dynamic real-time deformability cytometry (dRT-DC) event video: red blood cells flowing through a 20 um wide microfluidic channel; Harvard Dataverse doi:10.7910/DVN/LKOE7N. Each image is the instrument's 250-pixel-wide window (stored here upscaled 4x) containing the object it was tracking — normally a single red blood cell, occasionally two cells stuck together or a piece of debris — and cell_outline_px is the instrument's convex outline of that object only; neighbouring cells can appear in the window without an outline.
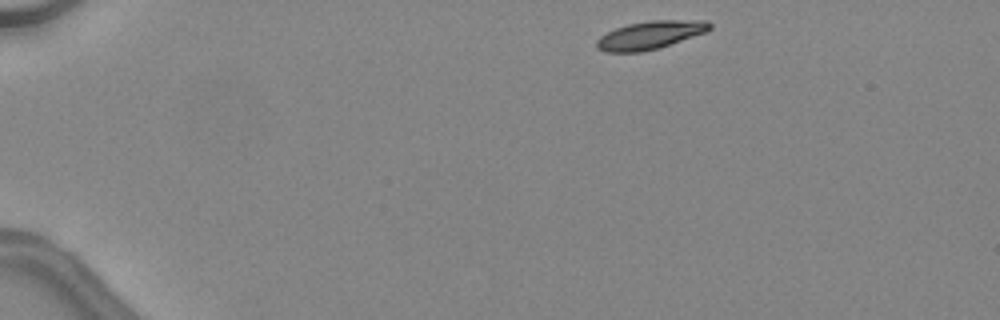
{"species": "common noctule bat (a hibernating species)", "species_latin": "Nyctalus noctula", "temperature_condition": "warm", "stored_images_in_passage": 39, "camera_frame_rate_fps": 3000, "um_per_image_px": 0.085, "animal": {"sex": "female", "body_mass_g": 24.6, "forearm_length_mm": 56.2}, "frame": {"image": 1, "passage_image": 1, "time_ms": 0.0, "image_size_px": [1000, 320], "cell_outline_px": [[712, 28], [704, 32], [656, 48], [640, 52], [604, 52], [596, 48], [596, 40], [600, 36], [616, 28], [628, 24], [652, 20], [708, 20], [712, 24]], "centroid_in_image_um": [55.23, 2.97], "position_along_channel_um": 29.8, "area_um2": 18.21}}
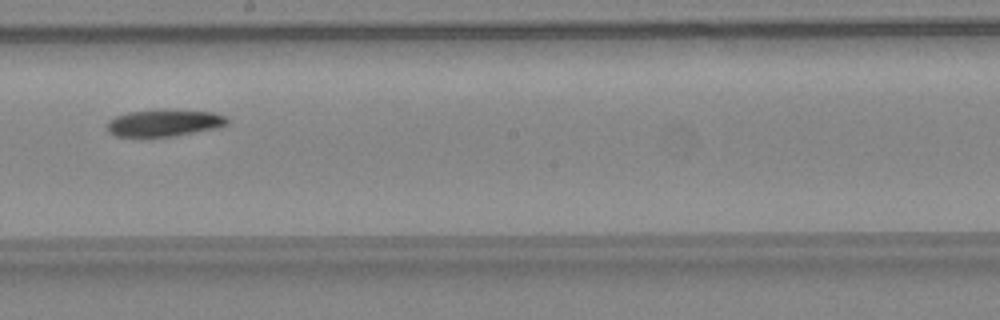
{"frame": {"image": 2, "passage_image": 21, "time_ms": 6.667, "image_size_px": [1000, 320], "cell_outline_px": [[228, 124], [220, 128], [176, 136], [116, 136], [108, 132], [108, 120], [116, 116], [128, 112], [168, 108], [212, 112], [224, 116], [228, 120]], "centroid_in_image_um": [14.0, 10.43], "position_along_channel_um": 234.2, "area_um2": 19.19}}
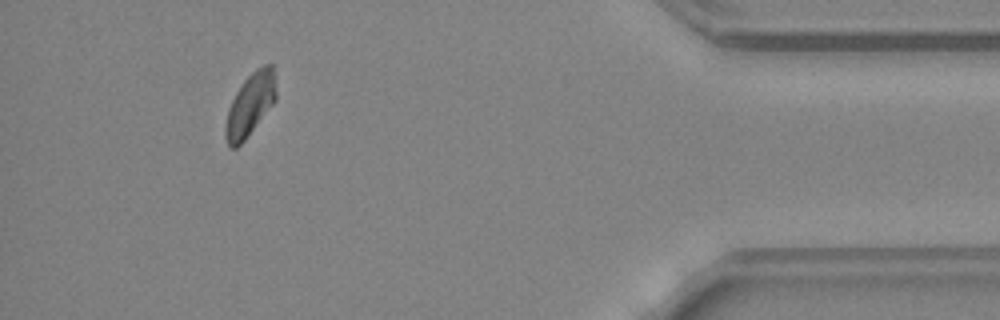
{"frame": {"image": 3, "passage_image": 36, "time_ms": 11.667, "image_size_px": [1000, 320], "cell_outline_px": [[276, 100], [244, 140], [236, 148], [228, 148], [224, 136], [224, 128], [228, 108], [236, 92], [244, 80], [256, 68], [264, 64], [272, 64], [276, 92]], "centroid_in_image_um": [21.23, 8.91], "position_along_channel_um": 414.0, "area_um2": 18.38}, "authors_computed_cell_mechanics": {"area_um2": 19.074, "velocity_mm_per_s": 4.5222, "shape_relaxation_time_tau1_ms": 3.6883, "shape_relaxation_time_tau2_ms": null, "deformation_change_tau1": 0.1176, "deformation_change_tau2": null}}